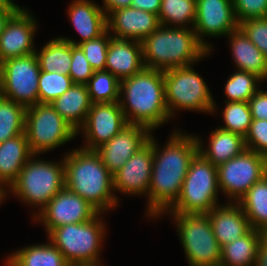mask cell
Here are the masks:
<instances>
[{"instance_id":"obj_33","label":"cell","mask_w":267,"mask_h":266,"mask_svg":"<svg viewBox=\"0 0 267 266\" xmlns=\"http://www.w3.org/2000/svg\"><path fill=\"white\" fill-rule=\"evenodd\" d=\"M196 18V0H162L161 8L158 14L159 23L162 26L169 23L174 24L175 27L184 26L191 23L192 27L195 25ZM181 25V26H180Z\"/></svg>"},{"instance_id":"obj_11","label":"cell","mask_w":267,"mask_h":266,"mask_svg":"<svg viewBox=\"0 0 267 266\" xmlns=\"http://www.w3.org/2000/svg\"><path fill=\"white\" fill-rule=\"evenodd\" d=\"M41 70L37 55L15 57L0 63V96L25 108L39 103Z\"/></svg>"},{"instance_id":"obj_5","label":"cell","mask_w":267,"mask_h":266,"mask_svg":"<svg viewBox=\"0 0 267 266\" xmlns=\"http://www.w3.org/2000/svg\"><path fill=\"white\" fill-rule=\"evenodd\" d=\"M218 188L217 166L198 152L189 164L179 197L168 212L207 214L218 205Z\"/></svg>"},{"instance_id":"obj_49","label":"cell","mask_w":267,"mask_h":266,"mask_svg":"<svg viewBox=\"0 0 267 266\" xmlns=\"http://www.w3.org/2000/svg\"><path fill=\"white\" fill-rule=\"evenodd\" d=\"M5 5H17L12 0H0V8Z\"/></svg>"},{"instance_id":"obj_39","label":"cell","mask_w":267,"mask_h":266,"mask_svg":"<svg viewBox=\"0 0 267 266\" xmlns=\"http://www.w3.org/2000/svg\"><path fill=\"white\" fill-rule=\"evenodd\" d=\"M244 141L246 149L267 159V120H252Z\"/></svg>"},{"instance_id":"obj_38","label":"cell","mask_w":267,"mask_h":266,"mask_svg":"<svg viewBox=\"0 0 267 266\" xmlns=\"http://www.w3.org/2000/svg\"><path fill=\"white\" fill-rule=\"evenodd\" d=\"M238 28L267 59V17L244 20L239 23Z\"/></svg>"},{"instance_id":"obj_40","label":"cell","mask_w":267,"mask_h":266,"mask_svg":"<svg viewBox=\"0 0 267 266\" xmlns=\"http://www.w3.org/2000/svg\"><path fill=\"white\" fill-rule=\"evenodd\" d=\"M93 73L94 70L85 57L84 51L79 45L72 44V60L69 76L74 84L86 85Z\"/></svg>"},{"instance_id":"obj_12","label":"cell","mask_w":267,"mask_h":266,"mask_svg":"<svg viewBox=\"0 0 267 266\" xmlns=\"http://www.w3.org/2000/svg\"><path fill=\"white\" fill-rule=\"evenodd\" d=\"M218 186L238 202L251 186L267 174V159L245 149L239 156L217 166Z\"/></svg>"},{"instance_id":"obj_23","label":"cell","mask_w":267,"mask_h":266,"mask_svg":"<svg viewBox=\"0 0 267 266\" xmlns=\"http://www.w3.org/2000/svg\"><path fill=\"white\" fill-rule=\"evenodd\" d=\"M50 104L77 133L92 107L88 88L84 84H73Z\"/></svg>"},{"instance_id":"obj_17","label":"cell","mask_w":267,"mask_h":266,"mask_svg":"<svg viewBox=\"0 0 267 266\" xmlns=\"http://www.w3.org/2000/svg\"><path fill=\"white\" fill-rule=\"evenodd\" d=\"M35 23V19L23 8L10 18L0 34V63L36 52L33 47Z\"/></svg>"},{"instance_id":"obj_24","label":"cell","mask_w":267,"mask_h":266,"mask_svg":"<svg viewBox=\"0 0 267 266\" xmlns=\"http://www.w3.org/2000/svg\"><path fill=\"white\" fill-rule=\"evenodd\" d=\"M34 155L29 147L26 133L0 143V181L11 186L19 172Z\"/></svg>"},{"instance_id":"obj_15","label":"cell","mask_w":267,"mask_h":266,"mask_svg":"<svg viewBox=\"0 0 267 266\" xmlns=\"http://www.w3.org/2000/svg\"><path fill=\"white\" fill-rule=\"evenodd\" d=\"M233 2L230 0H196V18L193 30L198 41L210 51L202 36L228 35L238 29Z\"/></svg>"},{"instance_id":"obj_44","label":"cell","mask_w":267,"mask_h":266,"mask_svg":"<svg viewBox=\"0 0 267 266\" xmlns=\"http://www.w3.org/2000/svg\"><path fill=\"white\" fill-rule=\"evenodd\" d=\"M20 9L18 5H5L0 8V34L3 32L7 22Z\"/></svg>"},{"instance_id":"obj_2","label":"cell","mask_w":267,"mask_h":266,"mask_svg":"<svg viewBox=\"0 0 267 266\" xmlns=\"http://www.w3.org/2000/svg\"><path fill=\"white\" fill-rule=\"evenodd\" d=\"M120 98L119 105L128 124H140L152 131L170 118L162 70L145 67L120 81Z\"/></svg>"},{"instance_id":"obj_41","label":"cell","mask_w":267,"mask_h":266,"mask_svg":"<svg viewBox=\"0 0 267 266\" xmlns=\"http://www.w3.org/2000/svg\"><path fill=\"white\" fill-rule=\"evenodd\" d=\"M233 6L238 23L267 17V0H233Z\"/></svg>"},{"instance_id":"obj_14","label":"cell","mask_w":267,"mask_h":266,"mask_svg":"<svg viewBox=\"0 0 267 266\" xmlns=\"http://www.w3.org/2000/svg\"><path fill=\"white\" fill-rule=\"evenodd\" d=\"M128 125L119 102L92 103L85 123L80 128L84 131L87 146L82 149L95 150L110 141Z\"/></svg>"},{"instance_id":"obj_42","label":"cell","mask_w":267,"mask_h":266,"mask_svg":"<svg viewBox=\"0 0 267 266\" xmlns=\"http://www.w3.org/2000/svg\"><path fill=\"white\" fill-rule=\"evenodd\" d=\"M252 120H267V91L258 90L248 101Z\"/></svg>"},{"instance_id":"obj_19","label":"cell","mask_w":267,"mask_h":266,"mask_svg":"<svg viewBox=\"0 0 267 266\" xmlns=\"http://www.w3.org/2000/svg\"><path fill=\"white\" fill-rule=\"evenodd\" d=\"M107 30H113L115 38L142 41L159 26L158 15L125 7L110 12L106 16Z\"/></svg>"},{"instance_id":"obj_25","label":"cell","mask_w":267,"mask_h":266,"mask_svg":"<svg viewBox=\"0 0 267 266\" xmlns=\"http://www.w3.org/2000/svg\"><path fill=\"white\" fill-rule=\"evenodd\" d=\"M232 53L238 70L257 75L262 80L267 79V59L264 54L238 28L229 33Z\"/></svg>"},{"instance_id":"obj_45","label":"cell","mask_w":267,"mask_h":266,"mask_svg":"<svg viewBox=\"0 0 267 266\" xmlns=\"http://www.w3.org/2000/svg\"><path fill=\"white\" fill-rule=\"evenodd\" d=\"M106 16L117 9L130 7L133 0H103Z\"/></svg>"},{"instance_id":"obj_16","label":"cell","mask_w":267,"mask_h":266,"mask_svg":"<svg viewBox=\"0 0 267 266\" xmlns=\"http://www.w3.org/2000/svg\"><path fill=\"white\" fill-rule=\"evenodd\" d=\"M150 131L140 124H128L110 141L95 149V152L109 172L114 175L133 154L148 143Z\"/></svg>"},{"instance_id":"obj_7","label":"cell","mask_w":267,"mask_h":266,"mask_svg":"<svg viewBox=\"0 0 267 266\" xmlns=\"http://www.w3.org/2000/svg\"><path fill=\"white\" fill-rule=\"evenodd\" d=\"M38 160L31 157L26 162L10 189L31 206L40 205L41 211L65 187V163Z\"/></svg>"},{"instance_id":"obj_47","label":"cell","mask_w":267,"mask_h":266,"mask_svg":"<svg viewBox=\"0 0 267 266\" xmlns=\"http://www.w3.org/2000/svg\"><path fill=\"white\" fill-rule=\"evenodd\" d=\"M261 245L267 250V227H264L260 231Z\"/></svg>"},{"instance_id":"obj_35","label":"cell","mask_w":267,"mask_h":266,"mask_svg":"<svg viewBox=\"0 0 267 266\" xmlns=\"http://www.w3.org/2000/svg\"><path fill=\"white\" fill-rule=\"evenodd\" d=\"M73 84L74 82L69 75L41 71L38 80L39 103H52Z\"/></svg>"},{"instance_id":"obj_22","label":"cell","mask_w":267,"mask_h":266,"mask_svg":"<svg viewBox=\"0 0 267 266\" xmlns=\"http://www.w3.org/2000/svg\"><path fill=\"white\" fill-rule=\"evenodd\" d=\"M68 14L81 40L63 38L73 45L95 39L107 30L106 14L103 8L88 0H75L69 5Z\"/></svg>"},{"instance_id":"obj_36","label":"cell","mask_w":267,"mask_h":266,"mask_svg":"<svg viewBox=\"0 0 267 266\" xmlns=\"http://www.w3.org/2000/svg\"><path fill=\"white\" fill-rule=\"evenodd\" d=\"M223 110L224 130L234 132L245 138L252 122L251 111L248 102H225Z\"/></svg>"},{"instance_id":"obj_21","label":"cell","mask_w":267,"mask_h":266,"mask_svg":"<svg viewBox=\"0 0 267 266\" xmlns=\"http://www.w3.org/2000/svg\"><path fill=\"white\" fill-rule=\"evenodd\" d=\"M229 204L217 205L207 213L213 234L221 248L251 229L241 205L238 202Z\"/></svg>"},{"instance_id":"obj_10","label":"cell","mask_w":267,"mask_h":266,"mask_svg":"<svg viewBox=\"0 0 267 266\" xmlns=\"http://www.w3.org/2000/svg\"><path fill=\"white\" fill-rule=\"evenodd\" d=\"M25 133L34 155L59 147L77 135L49 103H37L26 108Z\"/></svg>"},{"instance_id":"obj_26","label":"cell","mask_w":267,"mask_h":266,"mask_svg":"<svg viewBox=\"0 0 267 266\" xmlns=\"http://www.w3.org/2000/svg\"><path fill=\"white\" fill-rule=\"evenodd\" d=\"M208 149H202L201 141L197 138L198 152L213 165L218 166L239 156L245 149L244 138L234 132L218 128L211 132Z\"/></svg>"},{"instance_id":"obj_31","label":"cell","mask_w":267,"mask_h":266,"mask_svg":"<svg viewBox=\"0 0 267 266\" xmlns=\"http://www.w3.org/2000/svg\"><path fill=\"white\" fill-rule=\"evenodd\" d=\"M26 108L0 96V143L25 133Z\"/></svg>"},{"instance_id":"obj_37","label":"cell","mask_w":267,"mask_h":266,"mask_svg":"<svg viewBox=\"0 0 267 266\" xmlns=\"http://www.w3.org/2000/svg\"><path fill=\"white\" fill-rule=\"evenodd\" d=\"M110 39L109 31L106 30L99 37L79 44L94 71L105 70Z\"/></svg>"},{"instance_id":"obj_4","label":"cell","mask_w":267,"mask_h":266,"mask_svg":"<svg viewBox=\"0 0 267 266\" xmlns=\"http://www.w3.org/2000/svg\"><path fill=\"white\" fill-rule=\"evenodd\" d=\"M144 65L148 69L165 71L192 66L209 54L198 41L193 29L160 25L141 41Z\"/></svg>"},{"instance_id":"obj_28","label":"cell","mask_w":267,"mask_h":266,"mask_svg":"<svg viewBox=\"0 0 267 266\" xmlns=\"http://www.w3.org/2000/svg\"><path fill=\"white\" fill-rule=\"evenodd\" d=\"M6 266H71L51 242L20 249L9 256Z\"/></svg>"},{"instance_id":"obj_8","label":"cell","mask_w":267,"mask_h":266,"mask_svg":"<svg viewBox=\"0 0 267 266\" xmlns=\"http://www.w3.org/2000/svg\"><path fill=\"white\" fill-rule=\"evenodd\" d=\"M192 66L163 71L165 99L170 117L174 109L215 112L216 105L205 81Z\"/></svg>"},{"instance_id":"obj_3","label":"cell","mask_w":267,"mask_h":266,"mask_svg":"<svg viewBox=\"0 0 267 266\" xmlns=\"http://www.w3.org/2000/svg\"><path fill=\"white\" fill-rule=\"evenodd\" d=\"M64 157L65 188L81 196L99 213L116 207L113 175L95 150L79 148Z\"/></svg>"},{"instance_id":"obj_1","label":"cell","mask_w":267,"mask_h":266,"mask_svg":"<svg viewBox=\"0 0 267 266\" xmlns=\"http://www.w3.org/2000/svg\"><path fill=\"white\" fill-rule=\"evenodd\" d=\"M163 150H158L152 135L149 143L153 146V166L148 191V214L157 217L168 211L179 197L183 181L191 160L198 153L197 137L177 131Z\"/></svg>"},{"instance_id":"obj_9","label":"cell","mask_w":267,"mask_h":266,"mask_svg":"<svg viewBox=\"0 0 267 266\" xmlns=\"http://www.w3.org/2000/svg\"><path fill=\"white\" fill-rule=\"evenodd\" d=\"M190 266H220L221 247L207 214L172 213Z\"/></svg>"},{"instance_id":"obj_18","label":"cell","mask_w":267,"mask_h":266,"mask_svg":"<svg viewBox=\"0 0 267 266\" xmlns=\"http://www.w3.org/2000/svg\"><path fill=\"white\" fill-rule=\"evenodd\" d=\"M153 166V146L148 142L113 175V188L128 194H148Z\"/></svg>"},{"instance_id":"obj_27","label":"cell","mask_w":267,"mask_h":266,"mask_svg":"<svg viewBox=\"0 0 267 266\" xmlns=\"http://www.w3.org/2000/svg\"><path fill=\"white\" fill-rule=\"evenodd\" d=\"M260 245V232L251 228L245 235L221 248L220 266H255Z\"/></svg>"},{"instance_id":"obj_32","label":"cell","mask_w":267,"mask_h":266,"mask_svg":"<svg viewBox=\"0 0 267 266\" xmlns=\"http://www.w3.org/2000/svg\"><path fill=\"white\" fill-rule=\"evenodd\" d=\"M86 86L92 103H112L120 100V80L107 70L94 71Z\"/></svg>"},{"instance_id":"obj_30","label":"cell","mask_w":267,"mask_h":266,"mask_svg":"<svg viewBox=\"0 0 267 266\" xmlns=\"http://www.w3.org/2000/svg\"><path fill=\"white\" fill-rule=\"evenodd\" d=\"M37 55L40 70L69 75L72 60V44L61 37L49 41Z\"/></svg>"},{"instance_id":"obj_13","label":"cell","mask_w":267,"mask_h":266,"mask_svg":"<svg viewBox=\"0 0 267 266\" xmlns=\"http://www.w3.org/2000/svg\"><path fill=\"white\" fill-rule=\"evenodd\" d=\"M37 214L35 218L45 225L49 233L52 229L67 224L92 220L99 212L78 194L63 188Z\"/></svg>"},{"instance_id":"obj_6","label":"cell","mask_w":267,"mask_h":266,"mask_svg":"<svg viewBox=\"0 0 267 266\" xmlns=\"http://www.w3.org/2000/svg\"><path fill=\"white\" fill-rule=\"evenodd\" d=\"M98 213L92 220L67 224L48 233L50 242L63 254L70 265L98 264L104 225Z\"/></svg>"},{"instance_id":"obj_48","label":"cell","mask_w":267,"mask_h":266,"mask_svg":"<svg viewBox=\"0 0 267 266\" xmlns=\"http://www.w3.org/2000/svg\"><path fill=\"white\" fill-rule=\"evenodd\" d=\"M4 182H1L0 181V203H1V201L3 200V198H5L6 197V193H5V186H4ZM4 187V188H3Z\"/></svg>"},{"instance_id":"obj_29","label":"cell","mask_w":267,"mask_h":266,"mask_svg":"<svg viewBox=\"0 0 267 266\" xmlns=\"http://www.w3.org/2000/svg\"><path fill=\"white\" fill-rule=\"evenodd\" d=\"M238 203L251 228L260 231L267 227V174L255 182Z\"/></svg>"},{"instance_id":"obj_50","label":"cell","mask_w":267,"mask_h":266,"mask_svg":"<svg viewBox=\"0 0 267 266\" xmlns=\"http://www.w3.org/2000/svg\"><path fill=\"white\" fill-rule=\"evenodd\" d=\"M71 266H99L98 264L71 265Z\"/></svg>"},{"instance_id":"obj_46","label":"cell","mask_w":267,"mask_h":266,"mask_svg":"<svg viewBox=\"0 0 267 266\" xmlns=\"http://www.w3.org/2000/svg\"><path fill=\"white\" fill-rule=\"evenodd\" d=\"M255 266H267V250L262 245L258 249Z\"/></svg>"},{"instance_id":"obj_34","label":"cell","mask_w":267,"mask_h":266,"mask_svg":"<svg viewBox=\"0 0 267 266\" xmlns=\"http://www.w3.org/2000/svg\"><path fill=\"white\" fill-rule=\"evenodd\" d=\"M262 79L253 73L239 70L227 80L225 93L228 101L225 102H248L258 91L256 85Z\"/></svg>"},{"instance_id":"obj_20","label":"cell","mask_w":267,"mask_h":266,"mask_svg":"<svg viewBox=\"0 0 267 266\" xmlns=\"http://www.w3.org/2000/svg\"><path fill=\"white\" fill-rule=\"evenodd\" d=\"M129 40V41H128ZM145 68L141 41L111 37L105 70L122 81Z\"/></svg>"},{"instance_id":"obj_43","label":"cell","mask_w":267,"mask_h":266,"mask_svg":"<svg viewBox=\"0 0 267 266\" xmlns=\"http://www.w3.org/2000/svg\"><path fill=\"white\" fill-rule=\"evenodd\" d=\"M162 0H133L131 7L158 15Z\"/></svg>"}]
</instances>
